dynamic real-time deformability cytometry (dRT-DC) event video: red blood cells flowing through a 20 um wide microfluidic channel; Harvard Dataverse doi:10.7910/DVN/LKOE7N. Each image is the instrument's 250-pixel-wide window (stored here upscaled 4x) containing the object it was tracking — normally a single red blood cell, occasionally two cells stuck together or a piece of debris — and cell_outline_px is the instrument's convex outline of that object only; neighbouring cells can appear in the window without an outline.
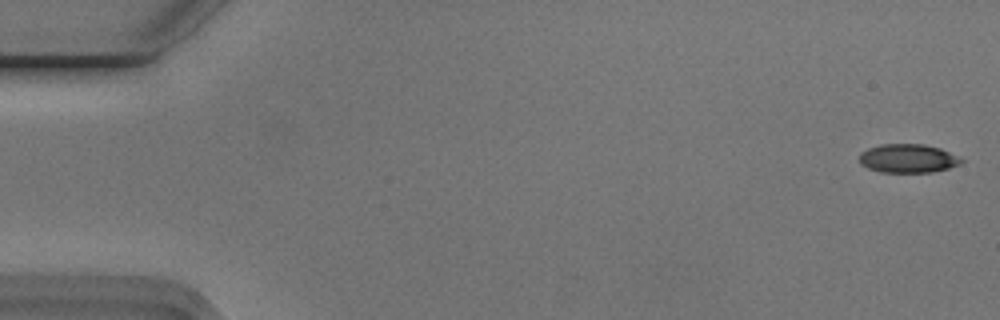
{"species": "Egyptian fruit bat (a non-hibernating species)", "species_latin": "Rousettus aegyptiacus", "temperature_condition": "cold", "stored_images_in_passage": 8, "camera_frame_rate_fps": 3000, "um_per_image_px": 0.085, "animal": {"sex": "male"}, "frame": {"image": 1, "passage_image": 1, "time_ms": 0.0, "image_size_px": [1000, 320], "cell_outline_px": [[964, 160], [960, 164], [948, 168], [932, 172], [880, 172], [868, 168], [860, 164], [860, 152], [868, 148], [880, 144], [924, 144], [940, 148]], "centroid_in_image_um": [77.14, 13.46], "position_along_channel_um": 7.9, "area_um2": 16.99}}